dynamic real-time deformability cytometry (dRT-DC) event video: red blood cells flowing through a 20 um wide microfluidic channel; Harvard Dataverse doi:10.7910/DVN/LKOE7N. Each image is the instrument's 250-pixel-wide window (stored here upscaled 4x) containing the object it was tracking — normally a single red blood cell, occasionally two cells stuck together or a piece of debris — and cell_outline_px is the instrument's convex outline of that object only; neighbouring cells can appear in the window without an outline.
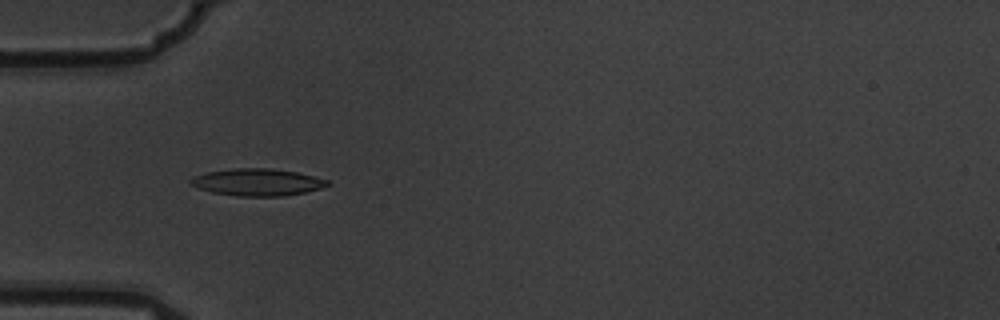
{"species": "common noctule bat (a hibernating species)", "species_latin": "Nyctalus noctula", "temperature_condition": "warm", "stored_images_in_passage": 4, "camera_frame_rate_fps": 3000, "um_per_image_px": 0.085, "animal": {"sex": "male", "body_mass_g": 19.5, "forearm_length_mm": 54.6}, "frame": {"image": 1, "passage_image": 3, "time_ms": 0.667, "image_size_px": [1000, 320], "cell_outline_px": [[332, 184], [320, 188], [304, 192], [280, 196], [236, 196], [212, 192], [196, 188], [188, 184], [188, 180], [196, 176], [208, 172], [236, 168], [272, 168], [296, 172], [328, 180]], "centroid_in_image_um": [21.84, 15.49], "position_along_channel_um": 63.2, "area_um2": 21.5}}
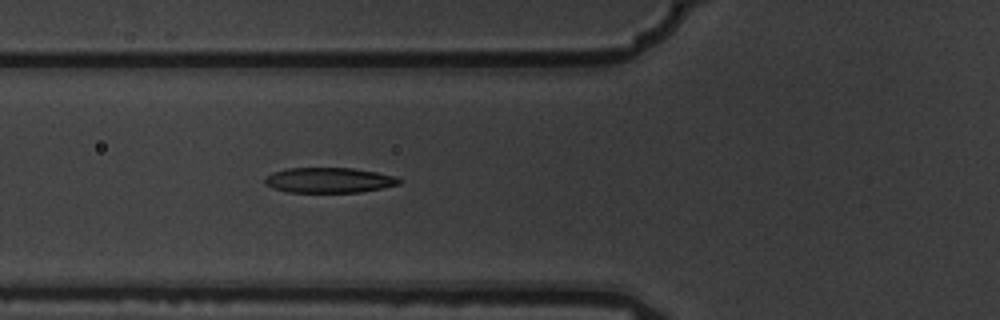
{"frame": {"image": 2, "passage_image": 4, "time_ms": 1.0, "image_size_px": [1000, 320], "cell_outline_px": [[400, 184], [360, 192], [288, 192], [272, 188], [264, 184], [264, 180], [272, 172], [288, 168], [352, 168], [376, 172], [396, 176], [400, 180]], "centroid_in_image_um": [27.94, 15.31], "position_along_channel_um": 97.9, "area_um2": 19.65}}